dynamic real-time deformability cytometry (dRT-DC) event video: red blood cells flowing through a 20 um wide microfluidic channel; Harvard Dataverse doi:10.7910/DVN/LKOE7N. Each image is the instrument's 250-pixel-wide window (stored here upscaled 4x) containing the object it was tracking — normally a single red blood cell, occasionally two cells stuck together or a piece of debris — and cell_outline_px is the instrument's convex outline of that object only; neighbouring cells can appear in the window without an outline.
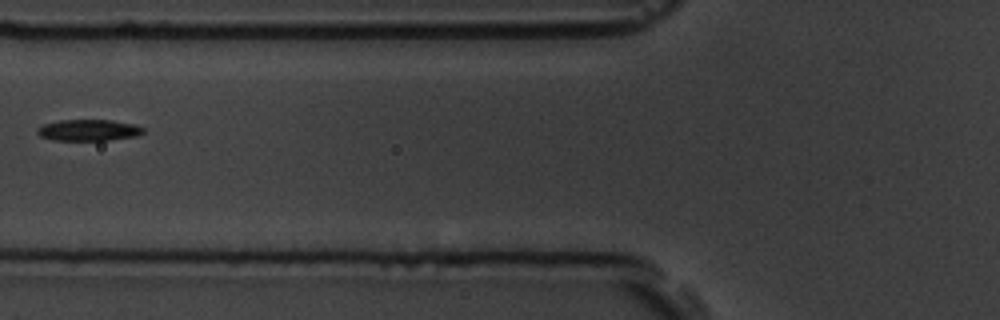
{"species": "common noctule bat (a hibernating species)", "species_latin": "Nyctalus noctula", "temperature_condition": "room temperature", "stored_images_in_passage": 3, "camera_frame_rate_fps": 3000, "um_per_image_px": 0.085, "animal": {"sex": "male", "body_mass_g": 19.5, "forearm_length_mm": 54.6}, "frame": {"image": 1, "passage_image": 3, "time_ms": 3.0, "image_size_px": [1000, 320], "cell_outline_px": [[144, 132], [136, 136], [108, 140], [52, 140], [40, 136], [36, 132], [36, 128], [44, 124], [60, 120], [112, 120], [136, 124], [144, 128]], "centroid_in_image_um": [7.53, 11.06], "position_along_channel_um": 118.3, "area_um2": 13.24}}